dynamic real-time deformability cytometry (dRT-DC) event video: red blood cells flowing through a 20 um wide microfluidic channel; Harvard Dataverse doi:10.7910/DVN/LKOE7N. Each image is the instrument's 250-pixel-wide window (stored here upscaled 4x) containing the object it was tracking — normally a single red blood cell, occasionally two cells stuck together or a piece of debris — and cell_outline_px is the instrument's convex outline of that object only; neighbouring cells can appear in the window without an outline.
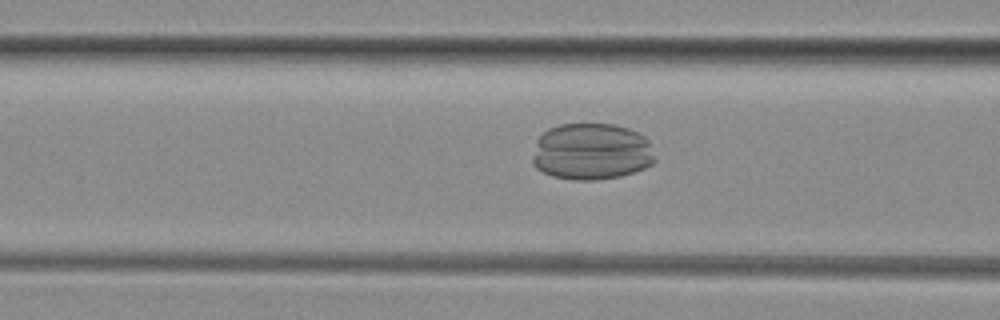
{"species": "common noctule bat (a hibernating species)", "species_latin": "Nyctalus noctula", "temperature_condition": "room temperature", "stored_images_in_passage": 50, "camera_frame_rate_fps": 3000, "um_per_image_px": 0.085, "animal": {"sex": "female", "body_mass_g": 29.2, "forearm_length_mm": 56.3}, "frame": {"image": 1, "passage_image": 20, "time_ms": 6.333, "image_size_px": [1000, 320], "cell_outline_px": [[656, 160], [652, 164], [644, 168], [620, 176], [596, 180], [572, 180], [552, 176], [536, 168], [532, 164], [532, 160], [536, 140], [548, 128], [560, 124], [612, 124], [628, 128], [644, 136], [648, 140]], "centroid_in_image_um": [50.26, 12.89], "position_along_channel_um": 116.3, "area_um2": 40.63}}
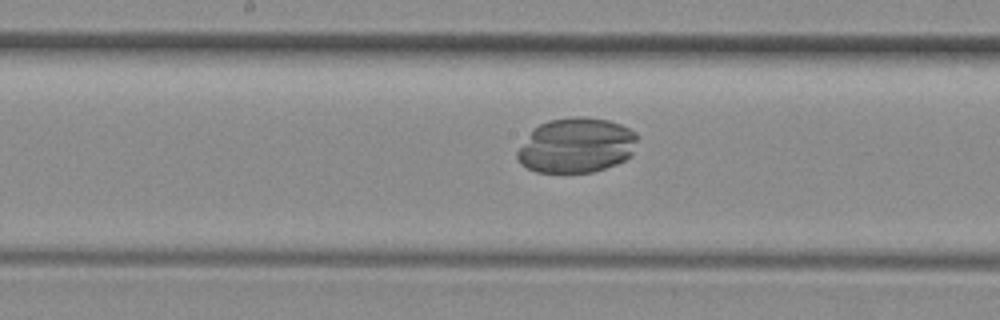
{"frame": {"image": 2, "passage_image": 26, "time_ms": 8.333, "image_size_px": [1000, 320], "cell_outline_px": [[636, 140], [632, 156], [616, 164], [592, 172], [536, 172], [520, 164], [516, 156], [516, 152], [532, 132], [540, 124], [548, 120], [576, 116], [588, 116], [608, 120], [620, 124], [636, 132]], "centroid_in_image_um": [49.0, 12.35], "position_along_channel_um": 199.2, "area_um2": 38.32}}
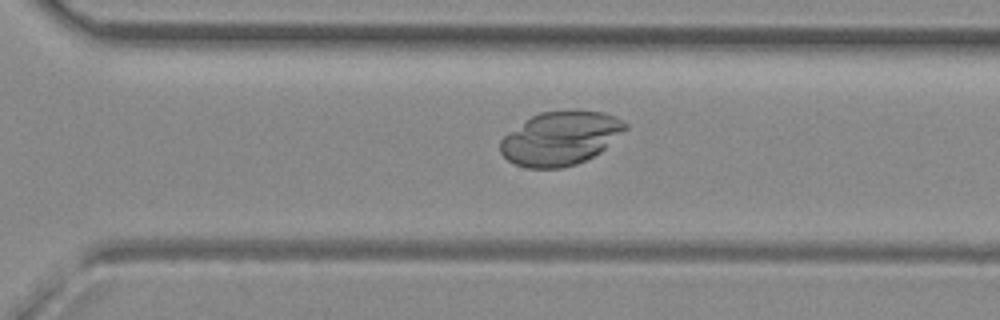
{"frame": {"image": 3, "passage_image": 35, "time_ms": 11.333, "image_size_px": [1000, 320], "cell_outline_px": [[628, 128], [600, 152], [576, 164], [560, 168], [524, 168], [508, 160], [500, 152], [500, 140], [504, 136], [532, 116], [540, 112], [564, 108], [572, 108], [604, 112], [616, 116], [628, 124]], "centroid_in_image_um": [47.66, 11.72], "position_along_channel_um": 322.9, "area_um2": 39.48}}